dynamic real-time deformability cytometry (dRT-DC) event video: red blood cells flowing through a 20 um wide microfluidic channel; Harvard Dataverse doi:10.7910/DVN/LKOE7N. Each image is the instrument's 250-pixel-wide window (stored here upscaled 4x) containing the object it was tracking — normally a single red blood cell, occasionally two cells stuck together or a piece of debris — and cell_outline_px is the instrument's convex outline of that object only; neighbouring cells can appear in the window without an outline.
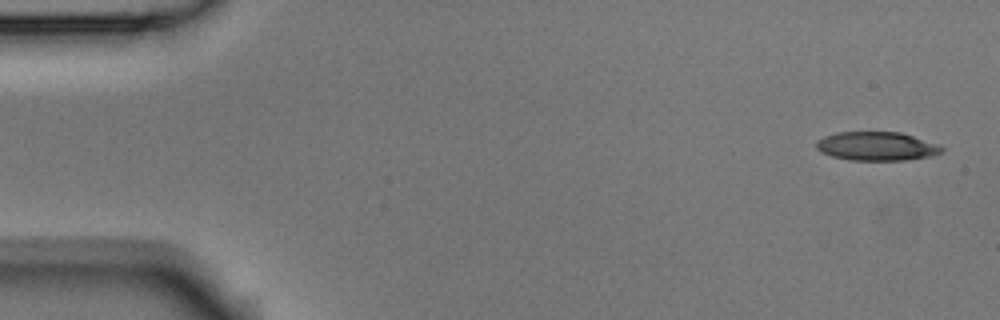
{"species": "Egyptian fruit bat (a non-hibernating species)", "species_latin": "Rousettus aegyptiacus", "temperature_condition": "room temperature", "stored_images_in_passage": 7, "camera_frame_rate_fps": 3000, "um_per_image_px": 0.085, "animal": {"sex": "male"}, "frame": {"image": 1, "passage_image": 1, "time_ms": 0.0, "image_size_px": [1000, 320], "cell_outline_px": [[944, 152], [932, 156], [904, 160], [848, 160], [832, 156], [820, 152], [816, 148], [816, 140], [824, 136], [836, 132], [900, 132], [940, 144], [944, 148]], "centroid_in_image_um": [74.53, 12.43], "position_along_channel_um": 10.5, "area_um2": 21.27}}
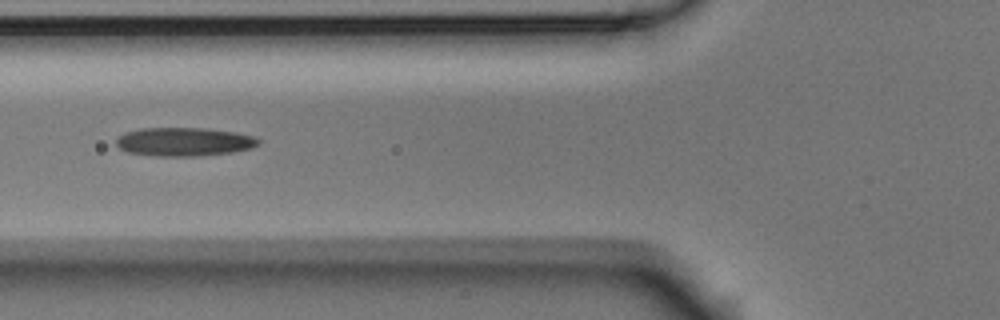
{"frame": {"image": 2, "passage_image": 6, "time_ms": 1.667, "image_size_px": [1000, 320], "cell_outline_px": [[260, 144], [252, 148], [232, 152], [200, 156], [156, 156], [128, 152], [120, 148], [116, 144], [116, 140], [124, 132], [140, 128], [208, 128], [236, 132], [256, 136], [260, 140]], "centroid_in_image_um": [15.69, 12.04], "position_along_channel_um": 110.1, "area_um2": 23.93}}
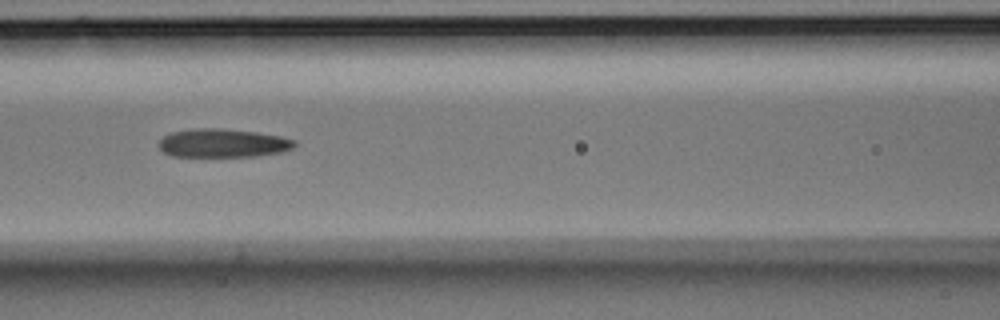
{"frame": {"image": 3, "passage_image": 7, "time_ms": 2.0, "image_size_px": [1000, 320], "cell_outline_px": [[296, 144], [292, 148], [280, 152], [256, 156], [172, 156], [164, 152], [160, 148], [160, 140], [164, 136], [172, 132], [192, 128], [220, 128], [256, 132], [280, 136], [296, 140]], "centroid_in_image_um": [18.95, 12.15], "position_along_channel_um": 147.6, "area_um2": 22.43}}